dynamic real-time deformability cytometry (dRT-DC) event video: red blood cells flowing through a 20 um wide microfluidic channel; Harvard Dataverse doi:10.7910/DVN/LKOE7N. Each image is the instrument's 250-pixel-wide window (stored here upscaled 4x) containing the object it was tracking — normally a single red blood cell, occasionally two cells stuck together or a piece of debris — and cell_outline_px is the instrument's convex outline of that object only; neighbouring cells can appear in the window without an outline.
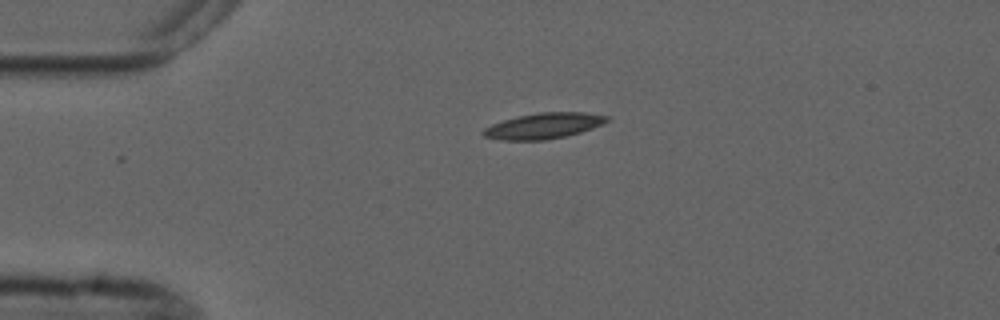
{"species": "common noctule bat (a hibernating species)", "species_latin": "Nyctalus noctula", "temperature_condition": "cold", "stored_images_in_passage": 3, "camera_frame_rate_fps": 3000, "um_per_image_px": 0.085, "animal": {"sex": "male", "forearm_length_mm": 52.5}, "frame": {"image": 1, "passage_image": 1, "time_ms": 0.0, "image_size_px": [1000, 320], "cell_outline_px": [[608, 120], [592, 128], [580, 132], [564, 136], [544, 140], [500, 140], [484, 136], [480, 132], [484, 128], [492, 124], [504, 120], [520, 116], [540, 112], [584, 112], [608, 116]], "centroid_in_image_um": [46.17, 10.7], "position_along_channel_um": 38.8, "area_um2": 18.26}}
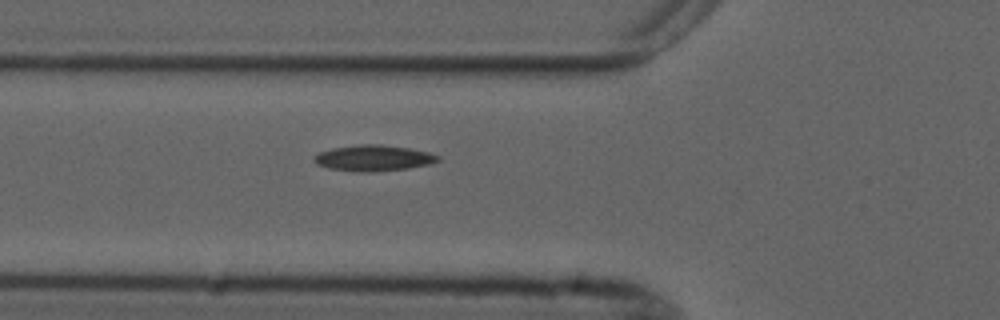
{"frame": {"image": 2, "passage_image": 3, "time_ms": 2.333, "image_size_px": [1000, 320], "cell_outline_px": [[440, 160], [428, 164], [408, 168], [364, 172], [328, 168], [316, 164], [312, 160], [312, 156], [320, 152], [332, 148], [356, 144], [380, 144], [408, 148], [428, 152], [440, 156]], "centroid_in_image_um": [31.7, 13.42], "position_along_channel_um": 94.1, "area_um2": 18.61}}